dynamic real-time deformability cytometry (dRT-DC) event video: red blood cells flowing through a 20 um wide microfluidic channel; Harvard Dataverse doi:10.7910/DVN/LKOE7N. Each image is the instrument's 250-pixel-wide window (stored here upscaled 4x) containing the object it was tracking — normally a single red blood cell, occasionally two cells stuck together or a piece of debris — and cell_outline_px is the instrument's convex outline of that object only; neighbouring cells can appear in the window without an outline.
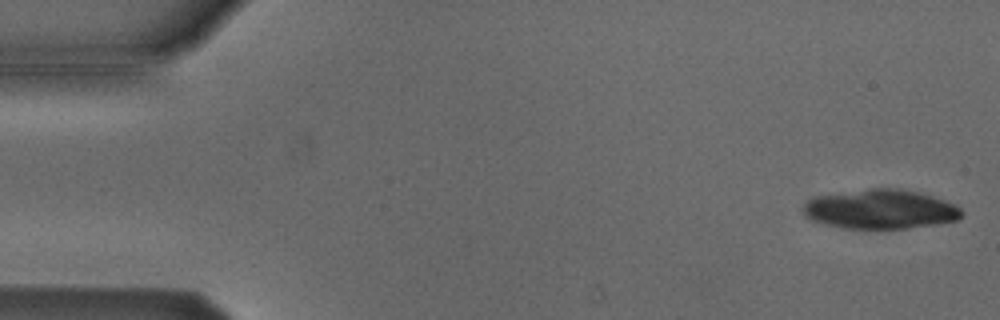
{"species": "Egyptian fruit bat (a non-hibernating species)", "species_latin": "Rousettus aegyptiacus", "temperature_condition": "cold", "stored_images_in_passage": 10, "camera_frame_rate_fps": 3000, "um_per_image_px": 0.085, "animal": {"sex": "male"}, "frame": {"image": 1, "passage_image": 1, "time_ms": 0.0, "image_size_px": [1000, 320], "cell_outline_px": [[964, 212], [960, 220], [936, 224], [908, 228], [844, 228], [824, 224], [812, 220], [804, 212], [804, 204], [808, 200], [816, 196], [872, 188], [896, 188], [920, 192], [956, 204]], "centroid_in_image_um": [74.9, 17.78], "position_along_channel_um": 10.1, "area_um2": 36.24}}